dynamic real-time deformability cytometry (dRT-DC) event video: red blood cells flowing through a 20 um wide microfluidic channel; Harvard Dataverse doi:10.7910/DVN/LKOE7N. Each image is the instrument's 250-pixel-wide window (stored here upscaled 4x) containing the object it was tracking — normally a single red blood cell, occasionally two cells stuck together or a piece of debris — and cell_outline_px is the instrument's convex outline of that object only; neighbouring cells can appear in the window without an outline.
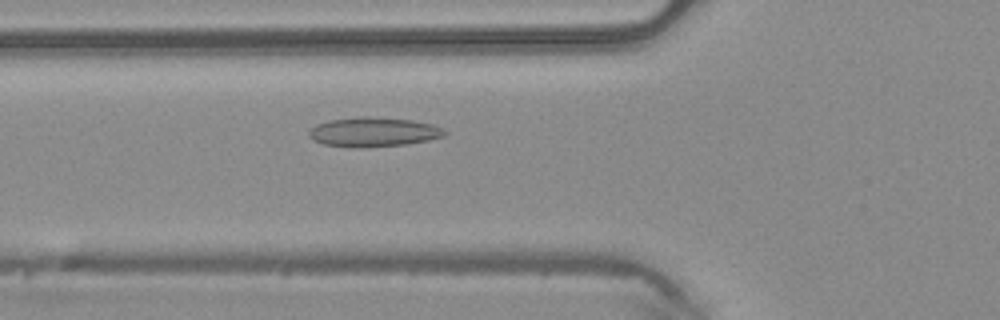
{"species": "common noctule bat (a hibernating species)", "species_latin": "Nyctalus noctula", "temperature_condition": "warm", "stored_images_in_passage": 29, "camera_frame_rate_fps": 3000, "um_per_image_px": 0.085, "animal": {"sex": "male", "body_mass_g": 20.4}, "frame": {"image": 1, "passage_image": 5, "time_ms": 1.333, "image_size_px": [1000, 320], "cell_outline_px": [[448, 132], [444, 136], [428, 140], [404, 144], [360, 148], [352, 148], [324, 144], [312, 140], [308, 136], [308, 132], [316, 124], [328, 120], [364, 116], [368, 116], [412, 120], [432, 124], [444, 128]], "centroid_in_image_um": [31.73, 11.22], "position_along_channel_um": 94.1, "area_um2": 23.41}}
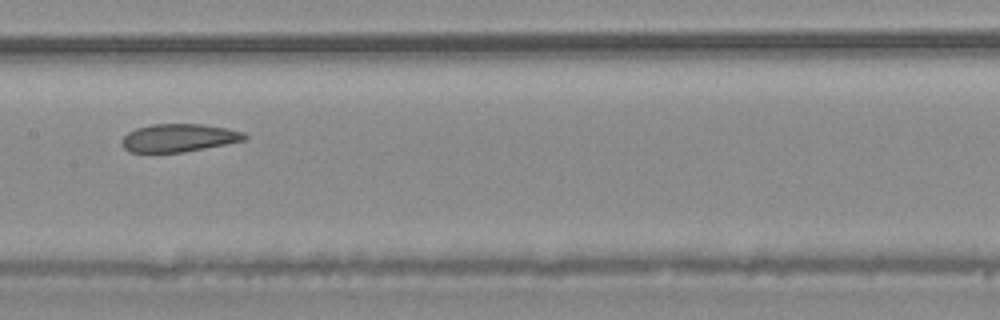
{"frame": {"image": 2, "passage_image": 12, "time_ms": 3.667, "image_size_px": [1000, 320], "cell_outline_px": [[248, 136], [244, 140], [184, 152], [128, 152], [120, 144], [120, 140], [128, 132], [136, 128], [152, 124], [200, 124], [228, 128], [244, 132]], "centroid_in_image_um": [15.16, 11.71], "position_along_channel_um": 192.2, "area_um2": 20.0}}
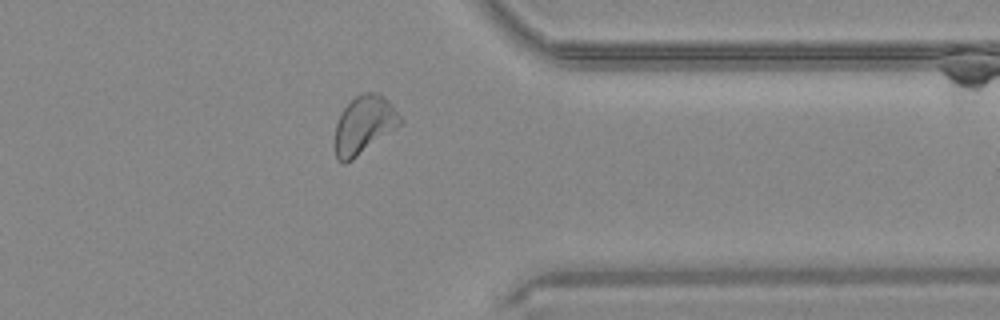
{"frame": {"image": 3, "passage_image": 26, "time_ms": 8.333, "image_size_px": [1000, 320], "cell_outline_px": [[404, 120], [400, 124], [352, 160], [344, 164], [340, 164], [336, 160], [336, 124], [344, 108], [356, 96], [364, 92], [380, 92], [392, 104]], "centroid_in_image_um": [30.95, 10.6], "position_along_channel_um": 380.4, "area_um2": 21.73}, "authors_computed_cell_mechanics": {"area_um2": 21.0392, "velocity_mm_per_s": 4.1975, "shape_relaxation_time_tau1_ms": 9.5653, "shape_relaxation_time_tau2_ms": 3.2548, "deformation_change_tau1": 0.1488, "deformation_change_tau2": 0.1021}}